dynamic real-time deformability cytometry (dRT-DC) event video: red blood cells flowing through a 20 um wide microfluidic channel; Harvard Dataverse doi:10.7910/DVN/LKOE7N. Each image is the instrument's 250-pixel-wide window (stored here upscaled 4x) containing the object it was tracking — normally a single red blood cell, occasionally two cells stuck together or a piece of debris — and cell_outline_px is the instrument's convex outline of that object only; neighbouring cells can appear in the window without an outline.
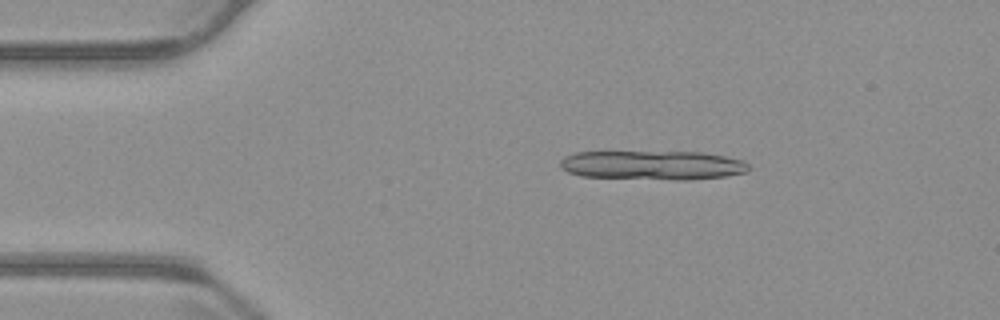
{"species": "common noctule bat (a hibernating species)", "species_latin": "Nyctalus noctula", "temperature_condition": "warm", "stored_images_in_passage": 14, "camera_frame_rate_fps": 3000, "um_per_image_px": 0.085, "animal": {"sex": "male", "body_mass_g": 23.1, "forearm_length_mm": 52.7}, "frame": {"image": 1, "passage_image": 10, "time_ms": 3.0, "image_size_px": [1000, 320], "cell_outline_px": [[736, 172], [716, 176], [592, 176], [576, 172], [588, 152], [632, 152], [712, 156], [732, 160]], "centroid_in_image_um": [55.54, 14.01], "position_along_channel_um": 29.5, "area_um2": 23.93}}